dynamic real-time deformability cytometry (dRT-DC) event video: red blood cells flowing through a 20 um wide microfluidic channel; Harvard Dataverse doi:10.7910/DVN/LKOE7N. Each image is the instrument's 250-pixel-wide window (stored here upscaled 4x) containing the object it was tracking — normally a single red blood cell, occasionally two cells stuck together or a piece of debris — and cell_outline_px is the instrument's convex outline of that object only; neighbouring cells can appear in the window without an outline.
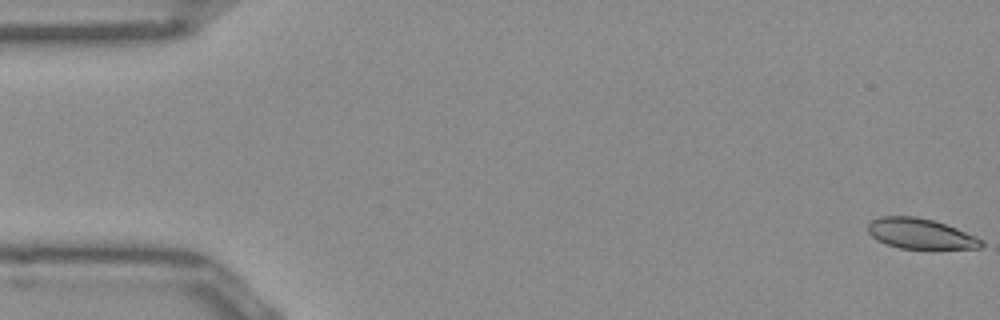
{"species": "Egyptian fruit bat (a non-hibernating species)", "species_latin": "Rousettus aegyptiacus", "temperature_condition": "room temperature", "stored_images_in_passage": 52, "camera_frame_rate_fps": 3000, "um_per_image_px": 0.085, "frame": {"image": 1, "passage_image": 1, "time_ms": 0.0, "image_size_px": [1000, 320], "cell_outline_px": [[984, 244], [980, 248], [900, 248], [888, 244], [872, 236], [868, 232], [868, 224], [872, 220], [880, 216], [916, 216], [932, 220], [956, 228], [976, 236], [984, 240]], "centroid_in_image_um": [78.25, 19.85], "position_along_channel_um": 6.7, "area_um2": 19.77}}
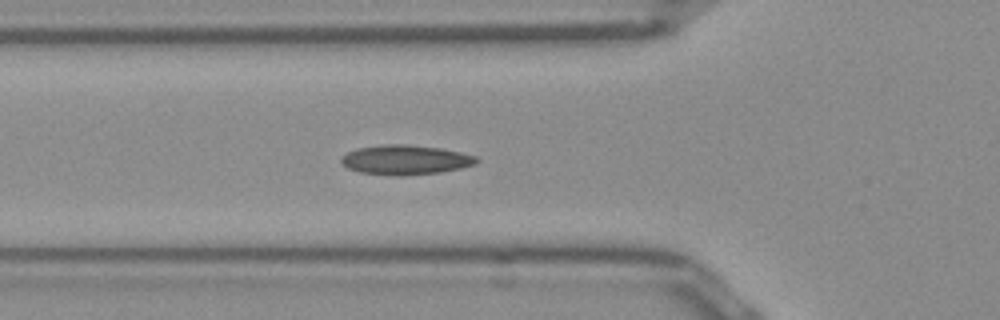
{"frame": {"image": 2, "passage_image": 18, "time_ms": 5.667, "image_size_px": [1000, 320], "cell_outline_px": [[480, 160], [476, 164], [460, 168], [440, 172], [400, 176], [360, 172], [348, 168], [340, 160], [348, 152], [356, 148], [384, 144], [408, 144], [440, 148], [460, 152], [476, 156]], "centroid_in_image_um": [34.49, 13.58], "position_along_channel_um": 91.3, "area_um2": 23.24}}
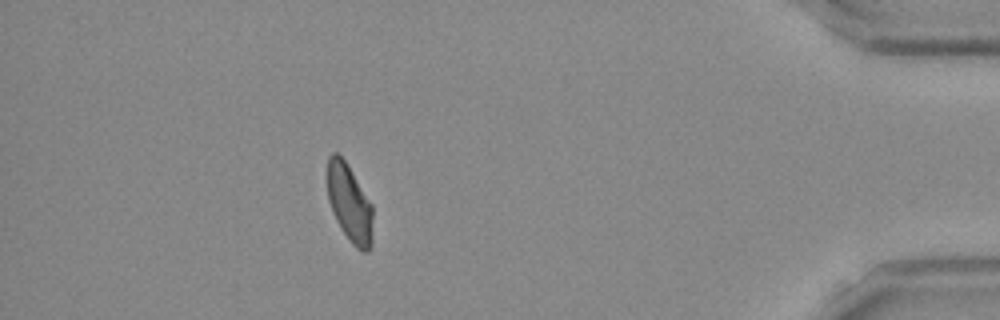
{"frame": {"image": 3, "passage_image": 46, "time_ms": 15.0, "image_size_px": [1000, 320], "cell_outline_px": [[372, 248], [368, 252], [360, 252], [352, 244], [340, 228], [332, 212], [328, 200], [328, 156], [332, 152], [336, 152], [344, 160], [372, 204]], "centroid_in_image_um": [29.72, 17.34], "position_along_channel_um": 405.5, "area_um2": 20.58}, "authors_computed_cell_mechanics": {"area_um2": 21.5305, "velocity_mm_per_s": 3.9369, "shape_relaxation_time_tau1_ms": 8.202, "shape_relaxation_time_tau2_ms": 2.0077, "deformation_change_tau1": 0.1721, "deformation_change_tau2": 0.0707}}